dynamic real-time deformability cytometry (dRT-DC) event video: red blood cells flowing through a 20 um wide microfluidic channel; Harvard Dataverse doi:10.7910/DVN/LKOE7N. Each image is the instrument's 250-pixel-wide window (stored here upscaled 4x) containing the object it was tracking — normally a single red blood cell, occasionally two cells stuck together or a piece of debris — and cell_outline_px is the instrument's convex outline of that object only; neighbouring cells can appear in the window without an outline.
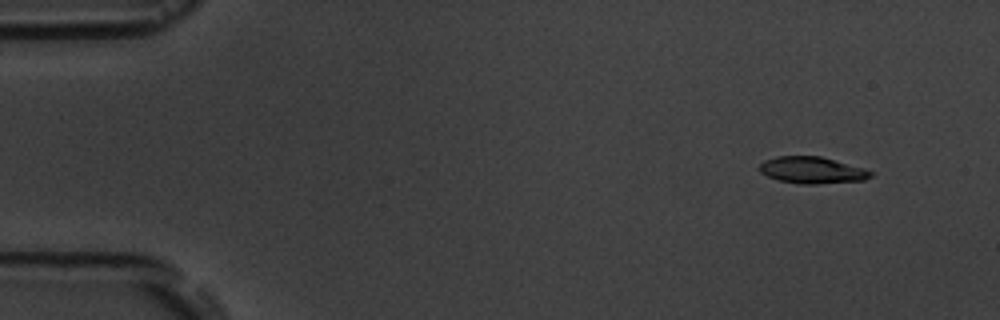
{"species": "common noctule bat (a hibernating species)", "species_latin": "Nyctalus noctula", "temperature_condition": "room temperature", "stored_images_in_passage": 5, "camera_frame_rate_fps": 3000, "um_per_image_px": 0.085, "animal": {"sex": "male", "body_mass_g": 19.5, "forearm_length_mm": 54.6}, "frame": {"image": 1, "passage_image": 2, "time_ms": 1.0, "image_size_px": [1000, 320], "cell_outline_px": [[872, 176], [864, 180], [816, 184], [800, 184], [776, 180], [760, 172], [760, 164], [764, 160], [776, 156], [820, 156], [864, 168], [872, 172]], "centroid_in_image_um": [69.01, 14.46], "position_along_channel_um": 16.0, "area_um2": 17.28}}
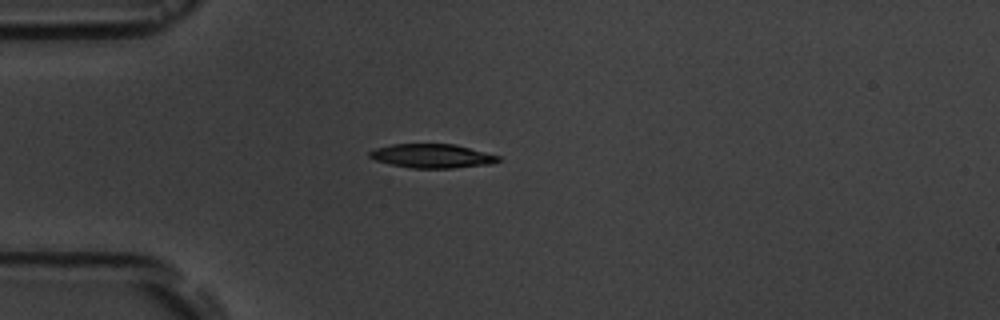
{"frame": {"image": 2, "passage_image": 5, "time_ms": 4.333, "image_size_px": [1000, 320], "cell_outline_px": [[500, 160], [492, 164], [452, 168], [412, 168], [392, 164], [376, 160], [368, 156], [368, 152], [372, 148], [392, 144], [456, 144], [500, 156]], "centroid_in_image_um": [36.72, 13.25], "position_along_channel_um": 48.3, "area_um2": 18.03}}